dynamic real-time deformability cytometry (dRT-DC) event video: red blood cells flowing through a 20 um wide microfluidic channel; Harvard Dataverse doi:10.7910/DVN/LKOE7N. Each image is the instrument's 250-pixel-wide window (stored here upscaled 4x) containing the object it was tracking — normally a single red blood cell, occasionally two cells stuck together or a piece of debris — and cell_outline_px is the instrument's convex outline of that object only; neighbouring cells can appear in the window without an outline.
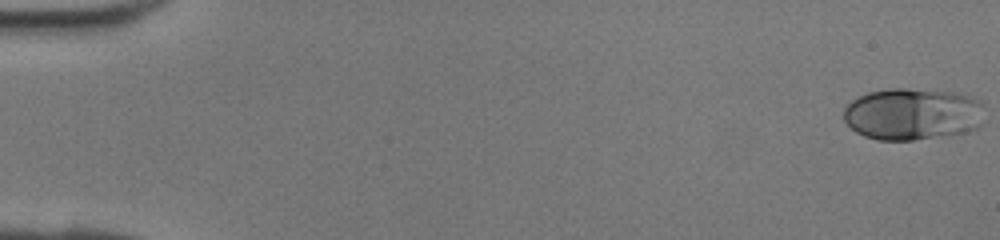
{"species": "human", "species_latin": "Homo sapiens", "temperature_condition": "room temperature", "stored_images_in_passage": 42, "camera_frame_rate_fps": 3000, "um_per_image_px": 0.085, "donor": {"sex": "female"}, "frame": {"image": 1, "passage_image": 1, "time_ms": 0.0, "image_size_px": [1000, 240], "cell_outline_px": [[984, 104], [976, 128], [964, 132], [912, 140], [876, 140], [864, 136], [856, 132], [844, 120], [844, 108], [852, 100], [868, 92], [888, 88], [904, 88], [956, 92], [968, 96]], "centroid_in_image_um": [77.5, 9.68], "position_along_channel_um": 7.5, "area_um2": 42.31}}
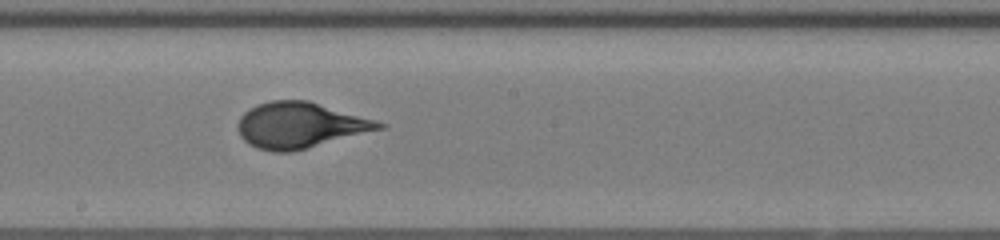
{"frame": {"image": 2, "passage_image": 24, "time_ms": 7.667, "image_size_px": [1000, 240], "cell_outline_px": [[388, 128], [292, 152], [272, 152], [256, 148], [248, 144], [240, 136], [236, 128], [240, 116], [244, 112], [256, 104], [272, 100], [308, 100], [376, 120], [388, 124]], "centroid_in_image_um": [25.52, 10.65], "position_along_channel_um": 222.7, "area_um2": 38.15}}
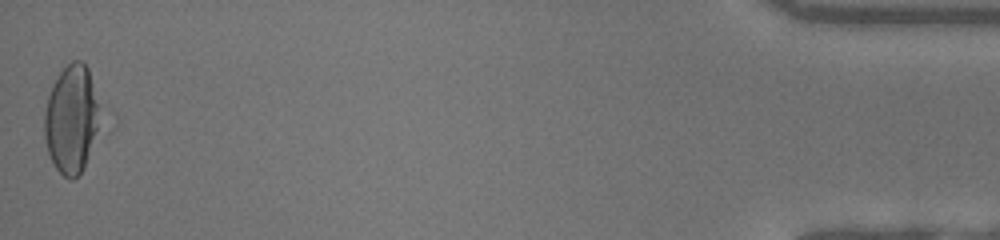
{"frame": {"image": 3, "passage_image": 42, "time_ms": 13.667, "image_size_px": [1000, 240], "cell_outline_px": [[116, 128], [84, 168], [72, 180], [64, 176], [56, 168], [48, 152], [44, 136], [44, 116], [48, 96], [60, 72], [72, 60], [80, 60], [88, 68], [116, 116]], "centroid_in_image_um": [6.49, 10.16], "position_along_channel_um": 428.7, "area_um2": 41.1}}